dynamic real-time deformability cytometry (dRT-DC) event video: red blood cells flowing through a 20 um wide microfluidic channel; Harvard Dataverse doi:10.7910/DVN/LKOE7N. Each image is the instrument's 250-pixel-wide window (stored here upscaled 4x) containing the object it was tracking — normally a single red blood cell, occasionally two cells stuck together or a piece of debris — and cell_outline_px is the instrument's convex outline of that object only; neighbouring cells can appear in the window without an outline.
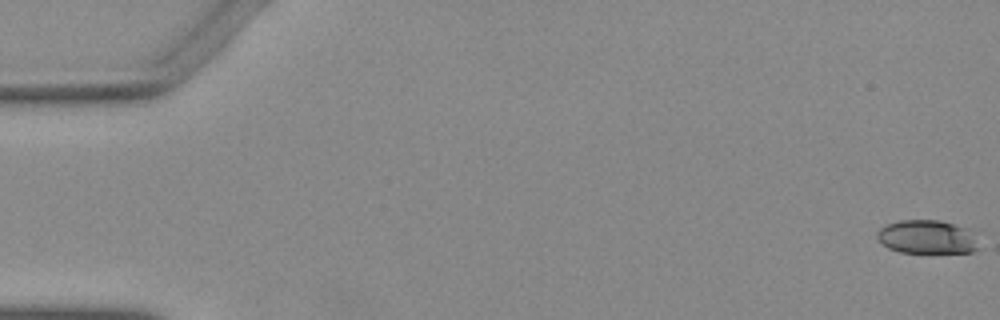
{"species": "Egyptian fruit bat (a non-hibernating species)", "species_latin": "Rousettus aegyptiacus", "temperature_condition": "warm", "stored_images_in_passage": 54, "camera_frame_rate_fps": 3000, "um_per_image_px": 0.085, "animal": {"sex": "female"}, "frame": {"image": 1, "passage_image": 1, "time_ms": 0.0, "image_size_px": [1000, 320], "cell_outline_px": [[980, 232], [976, 248], [972, 252], [900, 252], [888, 248], [876, 236], [876, 232], [880, 228], [888, 224], [900, 220], [940, 220], [968, 228]], "centroid_in_image_um": [78.87, 20.12], "position_along_channel_um": 6.1, "area_um2": 20.11}}
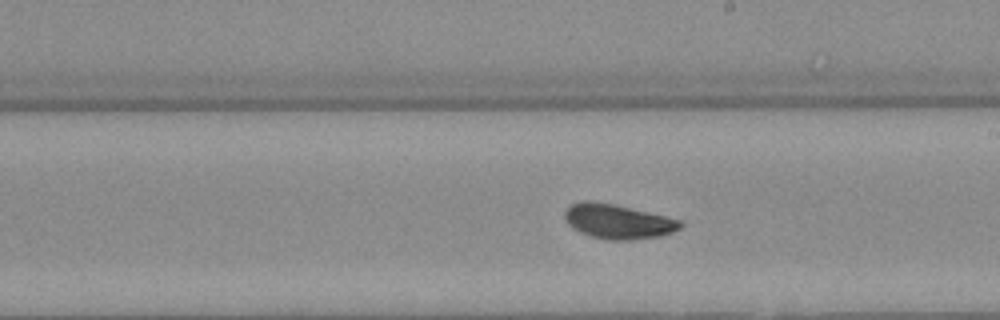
{"frame": {"image": 2, "passage_image": 31, "time_ms": 10.0, "image_size_px": [1000, 320], "cell_outline_px": [[684, 224], [680, 228], [672, 232], [660, 236], [632, 240], [608, 240], [592, 236], [580, 232], [572, 228], [564, 220], [564, 212], [572, 204], [584, 200], [588, 200], [616, 204], [684, 220]], "centroid_in_image_um": [52.55, 18.82], "position_along_channel_um": 236.5, "area_um2": 23.58}}
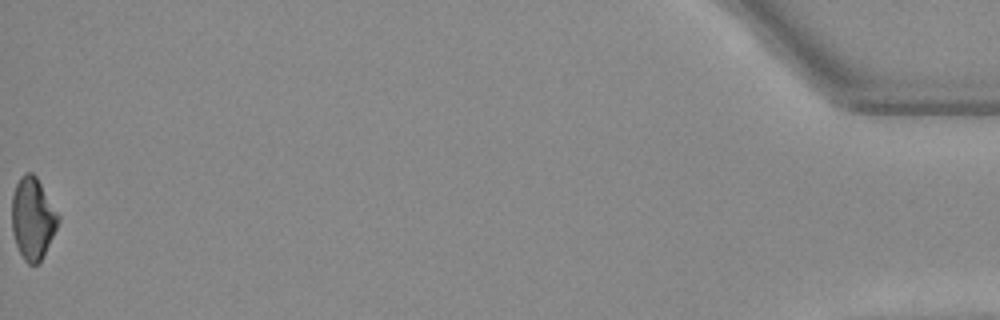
{"frame": {"image": 3, "passage_image": 54, "time_ms": 17.667, "image_size_px": [1000, 320], "cell_outline_px": [[60, 220], [40, 260], [36, 264], [28, 264], [24, 260], [16, 244], [12, 232], [12, 196], [16, 184], [20, 176], [24, 172], [32, 172], [36, 176], [60, 216]], "centroid_in_image_um": [2.76, 18.52], "position_along_channel_um": 432.4, "area_um2": 21.85}}